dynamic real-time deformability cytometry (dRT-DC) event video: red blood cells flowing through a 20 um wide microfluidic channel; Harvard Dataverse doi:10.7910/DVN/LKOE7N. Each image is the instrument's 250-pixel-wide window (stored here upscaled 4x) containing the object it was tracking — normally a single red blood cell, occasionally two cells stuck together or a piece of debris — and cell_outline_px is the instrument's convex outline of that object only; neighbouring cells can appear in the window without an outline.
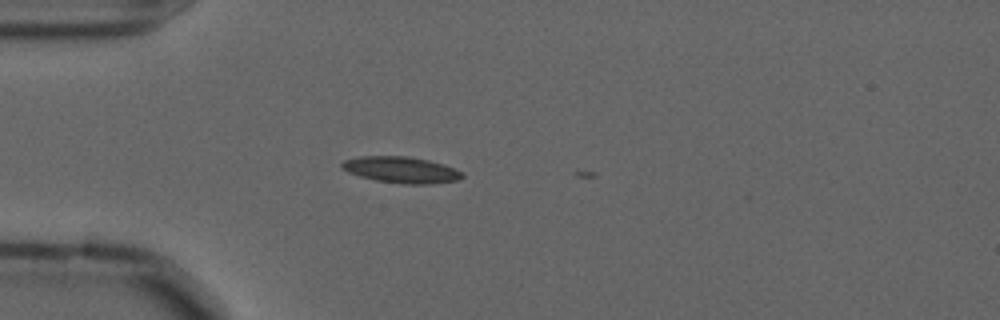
{"species": "common noctule bat (a hibernating species)", "species_latin": "Nyctalus noctula", "temperature_condition": "cold", "stored_images_in_passage": 4, "camera_frame_rate_fps": 3000, "um_per_image_px": 0.085, "animal": {"sex": "male", "forearm_length_mm": 52.5}, "frame": {"image": 1, "passage_image": 2, "time_ms": 0.333, "image_size_px": [1000, 320], "cell_outline_px": [[464, 176], [456, 180], [432, 184], [404, 184], [376, 180], [360, 176], [348, 172], [340, 168], [340, 164], [344, 160], [360, 156], [408, 156], [428, 160], [444, 164], [460, 172]], "centroid_in_image_um": [34.05, 14.43], "position_along_channel_um": 50.9, "area_um2": 18.32}}